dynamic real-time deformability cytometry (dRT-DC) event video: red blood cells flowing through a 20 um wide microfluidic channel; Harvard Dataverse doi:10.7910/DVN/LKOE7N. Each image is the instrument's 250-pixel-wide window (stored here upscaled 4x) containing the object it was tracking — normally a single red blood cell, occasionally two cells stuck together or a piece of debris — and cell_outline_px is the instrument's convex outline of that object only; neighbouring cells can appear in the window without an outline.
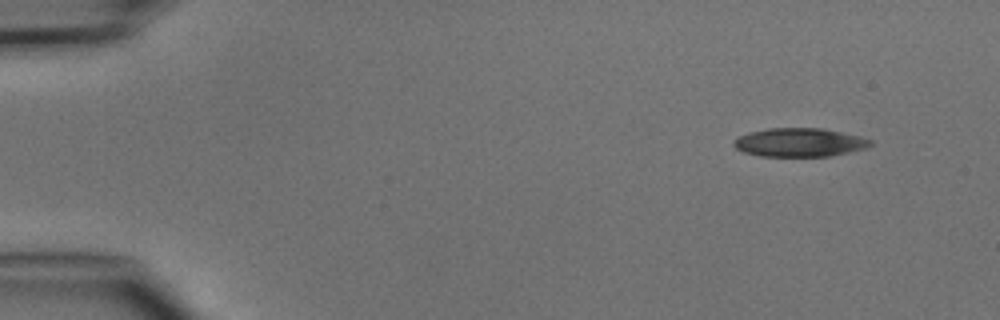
{"species": "common noctule bat (a hibernating species)", "species_latin": "Nyctalus noctula", "temperature_condition": "cold", "stored_images_in_passage": 4, "camera_frame_rate_fps": 3000, "um_per_image_px": 0.085, "animal": {"sex": "male", "body_mass_g": 15.6}, "frame": {"image": 1, "passage_image": 1, "time_ms": 0.0, "image_size_px": [1000, 320], "cell_outline_px": [[872, 144], [868, 148], [832, 156], [760, 156], [744, 152], [736, 148], [732, 144], [732, 140], [748, 132], [768, 128], [820, 128], [860, 136], [872, 140]], "centroid_in_image_um": [67.96, 12.11], "position_along_channel_um": 17.0, "area_um2": 22.89}}
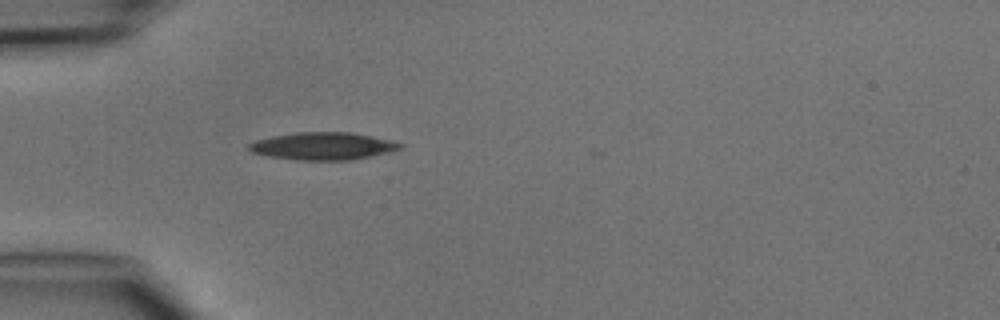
{"frame": {"image": 2, "passage_image": 4, "time_ms": 3.333, "image_size_px": [1000, 320], "cell_outline_px": [[404, 148], [392, 152], [352, 160], [296, 160], [268, 156], [252, 152], [248, 148], [248, 144], [256, 140], [272, 136], [296, 132], [348, 132], [392, 140], [404, 144]], "centroid_in_image_um": [27.5, 12.42], "position_along_channel_um": 57.5, "area_um2": 24.39}}